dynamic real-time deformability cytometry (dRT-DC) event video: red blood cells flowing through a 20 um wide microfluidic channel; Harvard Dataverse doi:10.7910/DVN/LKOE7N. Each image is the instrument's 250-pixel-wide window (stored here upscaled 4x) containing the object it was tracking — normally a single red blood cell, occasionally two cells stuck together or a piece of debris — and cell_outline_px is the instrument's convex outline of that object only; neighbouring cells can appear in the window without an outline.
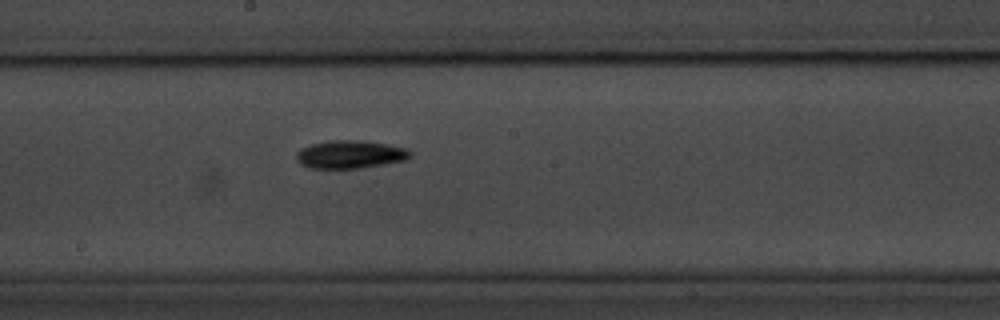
{"species": "common noctule bat (a hibernating species)", "species_latin": "Nyctalus noctula", "temperature_condition": "room temperature", "stored_images_in_passage": 8, "camera_frame_rate_fps": 3000, "um_per_image_px": 0.085, "animal": {"sex": "male", "body_mass_g": 20.1, "forearm_length_mm": 53.5}, "frame": {"image": 1, "passage_image": 8, "time_ms": 9.0, "image_size_px": [1000, 320], "cell_outline_px": [[412, 156], [408, 160], [360, 168], [308, 168], [300, 164], [296, 160], [296, 152], [300, 148], [312, 144], [328, 140], [360, 140], [388, 144], [408, 148], [412, 152]], "centroid_in_image_um": [29.78, 13.12], "position_along_channel_um": 218.4, "area_um2": 18.9}}